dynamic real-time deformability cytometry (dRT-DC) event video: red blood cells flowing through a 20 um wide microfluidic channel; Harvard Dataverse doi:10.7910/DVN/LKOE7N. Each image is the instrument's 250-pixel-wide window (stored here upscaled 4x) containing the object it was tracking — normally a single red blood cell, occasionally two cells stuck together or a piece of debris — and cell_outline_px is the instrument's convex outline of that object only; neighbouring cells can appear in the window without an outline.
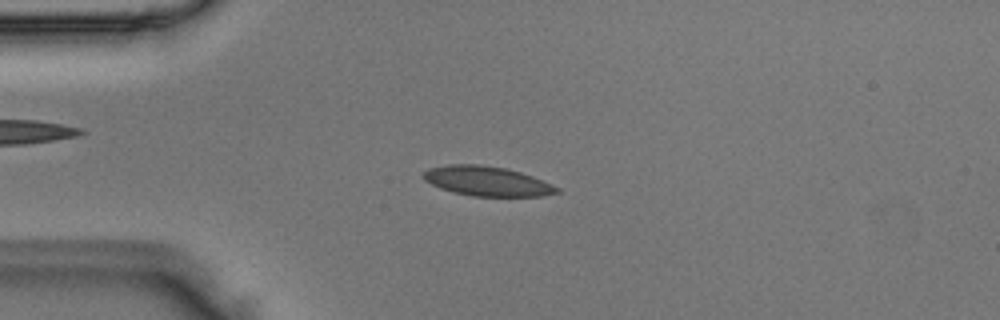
{"species": "Egyptian fruit bat (a non-hibernating species)", "species_latin": "Rousettus aegyptiacus", "temperature_condition": "room temperature", "stored_images_in_passage": 4, "camera_frame_rate_fps": 3000, "um_per_image_px": 0.085, "animal": {"sex": "male"}, "frame": {"image": 1, "passage_image": 3, "time_ms": 0.667, "image_size_px": [1000, 320], "cell_outline_px": [[560, 192], [540, 196], [472, 196], [452, 192], [440, 188], [424, 180], [424, 172], [428, 168], [448, 164], [480, 164], [504, 168], [520, 172], [532, 176], [560, 188]], "centroid_in_image_um": [41.38, 15.39], "position_along_channel_um": 43.6, "area_um2": 22.95}}
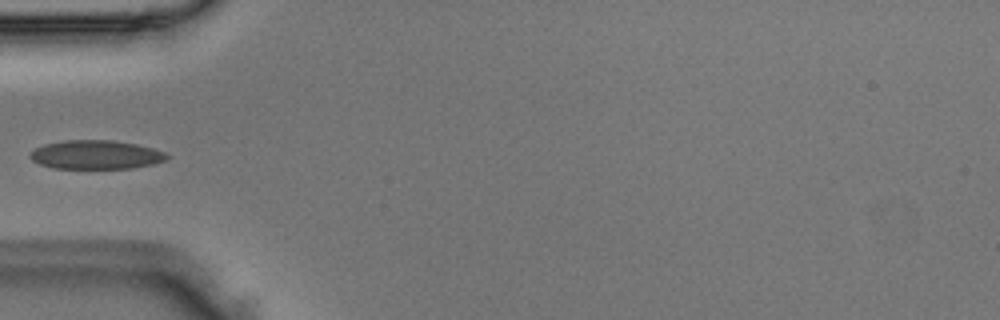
{"frame": {"image": 2, "passage_image": 4, "time_ms": 1.0, "image_size_px": [1000, 320], "cell_outline_px": [[168, 160], [152, 164], [132, 168], [52, 168], [40, 164], [32, 160], [28, 156], [36, 148], [44, 144], [64, 140], [116, 140], [136, 144], [152, 148], [164, 152], [168, 156]], "centroid_in_image_um": [8.15, 13.14], "position_along_channel_um": 76.8, "area_um2": 22.95}}